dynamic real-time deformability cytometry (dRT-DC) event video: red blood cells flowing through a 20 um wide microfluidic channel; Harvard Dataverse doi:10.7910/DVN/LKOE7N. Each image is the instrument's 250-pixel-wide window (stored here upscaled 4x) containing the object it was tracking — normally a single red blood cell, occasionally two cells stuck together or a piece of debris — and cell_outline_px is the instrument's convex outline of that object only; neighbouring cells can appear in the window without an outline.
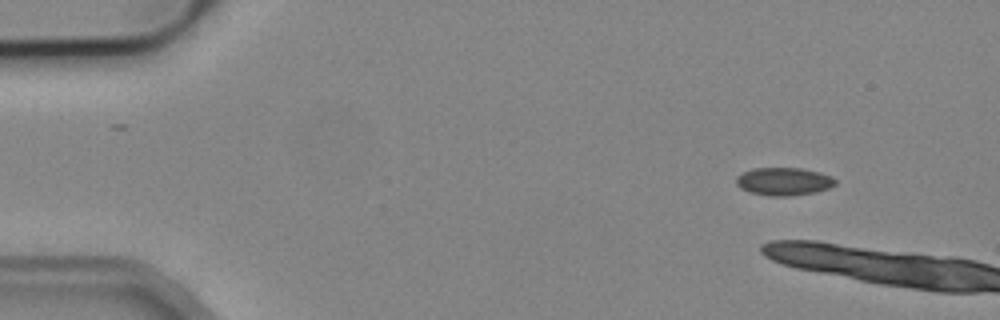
{"species": "common noctule bat (a hibernating species)", "species_latin": "Nyctalus noctula", "temperature_condition": "cold", "stored_images_in_passage": 2, "camera_frame_rate_fps": 3000, "um_per_image_px": 0.085, "animal": {"sex": "male", "body_mass_g": 19.2, "forearm_length_mm": 51.8}, "frame": {"image": 1, "passage_image": 2, "time_ms": 2.667, "image_size_px": [1000, 320], "cell_outline_px": [[836, 184], [828, 188], [816, 192], [788, 196], [768, 196], [748, 192], [740, 188], [736, 184], [736, 176], [752, 168], [800, 168], [820, 172], [832, 176], [836, 180]], "centroid_in_image_um": [66.61, 15.42], "position_along_channel_um": 18.4, "area_um2": 16.24}}